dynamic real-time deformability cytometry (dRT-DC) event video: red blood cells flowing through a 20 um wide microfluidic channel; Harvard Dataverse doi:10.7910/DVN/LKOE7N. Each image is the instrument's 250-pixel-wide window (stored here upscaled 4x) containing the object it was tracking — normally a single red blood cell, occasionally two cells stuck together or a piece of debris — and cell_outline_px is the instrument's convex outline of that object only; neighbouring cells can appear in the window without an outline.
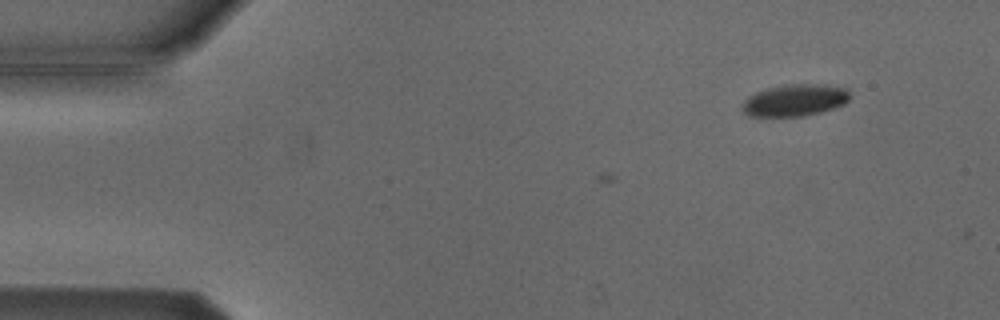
{"species": "Egyptian fruit bat (a non-hibernating species)", "species_latin": "Rousettus aegyptiacus", "temperature_condition": "cold", "stored_images_in_passage": 3, "camera_frame_rate_fps": 3000, "um_per_image_px": 0.085, "animal": {"sex": "male"}, "frame": {"image": 1, "passage_image": 3, "time_ms": 2.333, "image_size_px": [1000, 320], "cell_outline_px": [[848, 100], [844, 104], [820, 112], [804, 116], [748, 116], [744, 112], [744, 100], [748, 96], [756, 92], [768, 88], [784, 84], [828, 84], [844, 88], [848, 92]], "centroid_in_image_um": [67.56, 8.51], "position_along_channel_um": 17.4, "area_um2": 19.83}}